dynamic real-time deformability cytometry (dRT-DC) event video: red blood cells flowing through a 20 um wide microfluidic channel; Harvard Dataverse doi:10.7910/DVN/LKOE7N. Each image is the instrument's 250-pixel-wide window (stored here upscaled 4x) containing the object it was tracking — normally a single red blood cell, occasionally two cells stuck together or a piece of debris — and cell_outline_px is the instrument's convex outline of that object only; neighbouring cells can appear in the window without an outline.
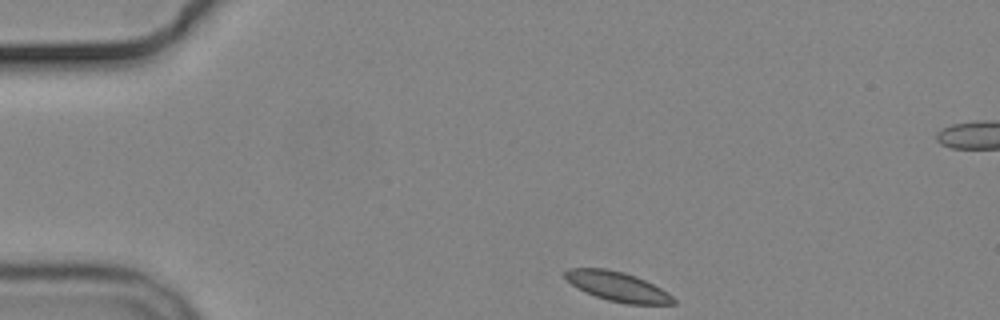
{"species": "common noctule bat (a hibernating species)", "species_latin": "Nyctalus noctula", "temperature_condition": "cold", "stored_images_in_passage": 4, "camera_frame_rate_fps": 3000, "um_per_image_px": 0.085, "animal": {"sex": "male", "body_mass_g": 19.2, "forearm_length_mm": 51.8}, "frame": {"image": 1, "passage_image": 1, "time_ms": 0.0, "image_size_px": [1000, 320], "cell_outline_px": [[676, 304], [624, 304], [608, 300], [596, 296], [572, 284], [564, 276], [564, 272], [568, 268], [608, 268], [624, 272], [636, 276], [668, 292], [676, 300]], "centroid_in_image_um": [52.52, 24.35], "position_along_channel_um": 32.5, "area_um2": 18.44}}
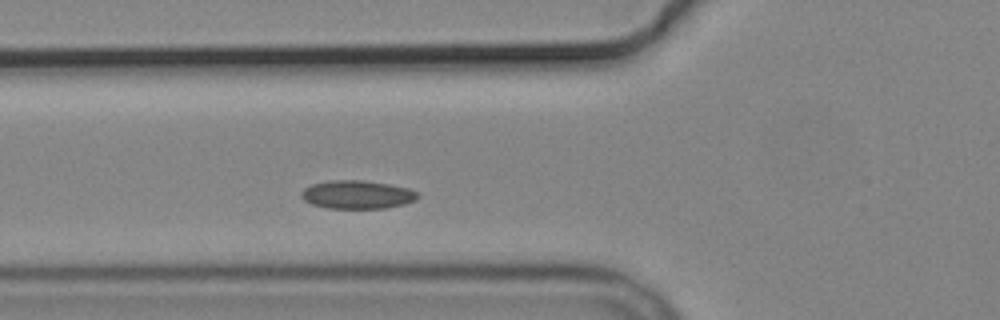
{"frame": {"image": 2, "passage_image": 4, "time_ms": 3.333, "image_size_px": [1000, 320], "cell_outline_px": [[420, 196], [416, 200], [404, 204], [384, 208], [328, 208], [312, 204], [304, 200], [300, 196], [300, 192], [304, 188], [312, 184], [328, 180], [360, 180], [388, 184], [408, 188], [416, 192]], "centroid_in_image_um": [30.34, 16.54], "position_along_channel_um": 95.5, "area_um2": 19.19}}